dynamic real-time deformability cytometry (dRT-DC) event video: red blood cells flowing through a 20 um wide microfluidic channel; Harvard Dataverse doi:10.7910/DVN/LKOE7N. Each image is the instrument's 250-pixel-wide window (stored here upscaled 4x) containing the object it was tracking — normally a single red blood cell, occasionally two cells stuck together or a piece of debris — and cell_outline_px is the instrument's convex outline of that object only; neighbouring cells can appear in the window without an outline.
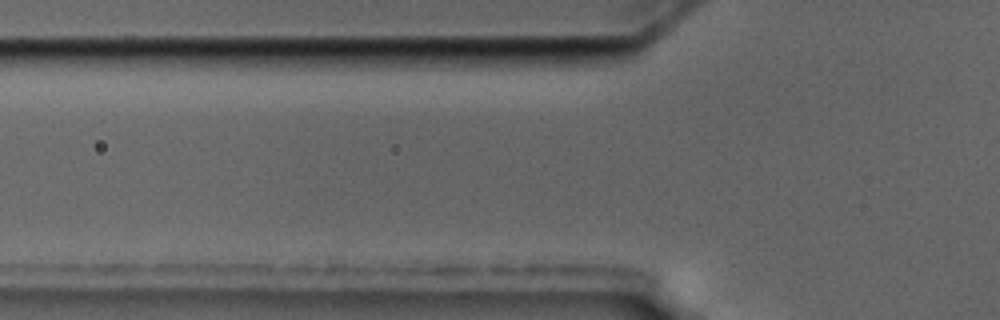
{"species": "common noctule bat (a hibernating species)", "species_latin": "Nyctalus noctula", "temperature_condition": "cold", "stored_images_in_passage": 4, "camera_frame_rate_fps": 3000, "um_per_image_px": 0.085, "animal": {"sex": "male", "body_mass_g": 17.5, "forearm_length_mm": 52.3}, "frame": {"image": 1, "passage_image": 3, "time_ms": 0.667, "image_size_px": [1000, 320], "cell_outline_px": [[520, 72], [412, 72], [408, 68], [408, 52], [500, 52], [520, 68]], "centroid_in_image_um": [39.13, 5.3], "position_along_channel_um": 86.7, "area_um2": 14.97}}